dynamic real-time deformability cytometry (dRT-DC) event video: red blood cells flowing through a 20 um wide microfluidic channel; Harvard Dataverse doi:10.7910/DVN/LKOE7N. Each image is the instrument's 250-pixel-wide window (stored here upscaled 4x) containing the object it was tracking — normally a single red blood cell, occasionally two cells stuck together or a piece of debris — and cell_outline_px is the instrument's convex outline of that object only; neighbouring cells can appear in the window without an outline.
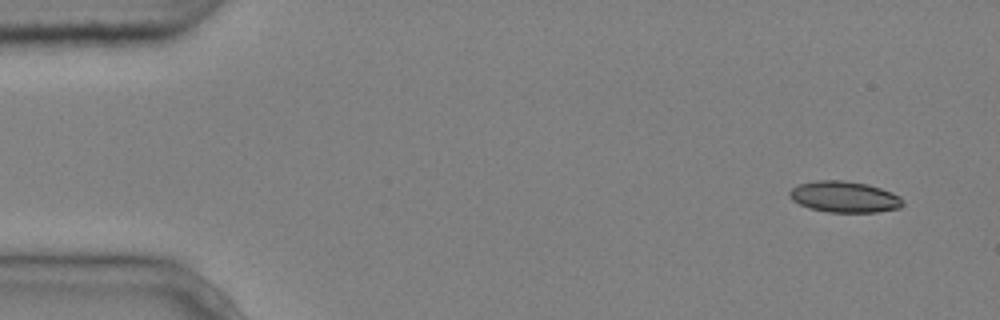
{"species": "common noctule bat (a hibernating species)", "species_latin": "Nyctalus noctula", "temperature_condition": "cold", "stored_images_in_passage": 5, "camera_frame_rate_fps": 3000, "um_per_image_px": 0.085, "animal": {"sex": "male", "body_mass_g": 20.4}, "frame": {"image": 1, "passage_image": 1, "time_ms": 0.0, "image_size_px": [1000, 320], "cell_outline_px": [[904, 204], [900, 208], [876, 212], [828, 212], [808, 208], [792, 200], [788, 196], [788, 192], [792, 188], [800, 184], [816, 180], [844, 180], [868, 184], [892, 192], [900, 196], [904, 200]], "centroid_in_image_um": [71.78, 16.73], "position_along_channel_um": 13.2, "area_um2": 20.75}}
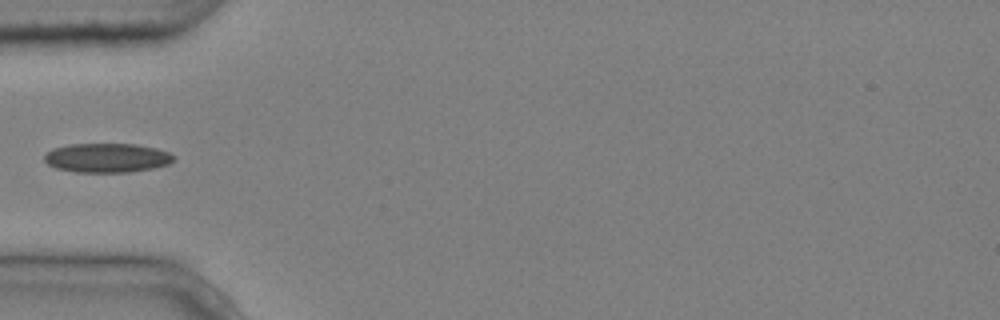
{"frame": {"image": 2, "passage_image": 4, "time_ms": 1.0, "image_size_px": [1000, 320], "cell_outline_px": [[176, 160], [168, 164], [152, 168], [128, 172], [76, 172], [56, 168], [48, 164], [44, 160], [44, 156], [52, 148], [68, 144], [136, 144], [156, 148], [168, 152], [176, 156]], "centroid_in_image_um": [9.1, 13.41], "position_along_channel_um": 75.9, "area_um2": 22.08}}
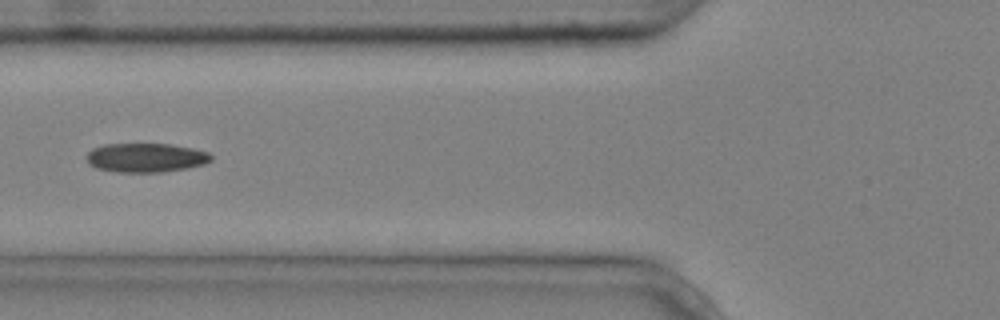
{"frame": {"image": 3, "passage_image": 5, "time_ms": 1.333, "image_size_px": [1000, 320], "cell_outline_px": [[212, 160], [204, 164], [188, 168], [164, 172], [116, 172], [96, 168], [88, 164], [88, 152], [92, 148], [104, 144], [172, 144], [192, 148], [208, 152], [212, 156]], "centroid_in_image_um": [12.41, 13.4], "position_along_channel_um": 113.4, "area_um2": 21.21}}